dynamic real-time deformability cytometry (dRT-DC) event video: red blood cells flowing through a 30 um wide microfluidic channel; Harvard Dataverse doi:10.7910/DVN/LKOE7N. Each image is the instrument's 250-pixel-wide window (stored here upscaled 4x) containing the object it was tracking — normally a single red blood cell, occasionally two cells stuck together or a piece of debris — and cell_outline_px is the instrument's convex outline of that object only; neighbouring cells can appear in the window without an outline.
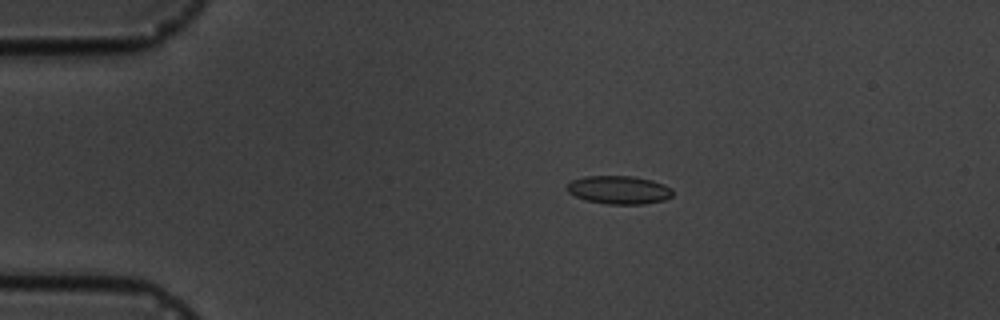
{"species": "common noctule bat (a hibernating species)", "species_latin": "Nyctalus noctula", "temperature_condition": "cold", "stored_images_in_passage": 12, "camera_frame_rate_fps": 3000, "um_per_image_px": 0.085, "animal": {"sex": "male", "body_mass_g": 19.5, "forearm_length_mm": 54.6}, "frame": {"image": 1, "passage_image": 1, "time_ms": 0.0, "image_size_px": [1000, 320], "cell_outline_px": [[672, 196], [664, 200], [644, 204], [608, 204], [584, 200], [568, 192], [568, 184], [572, 180], [584, 176], [632, 176], [652, 180], [664, 184], [672, 188]], "centroid_in_image_um": [52.63, 16.14], "position_along_channel_um": 32.4, "area_um2": 17.4}}
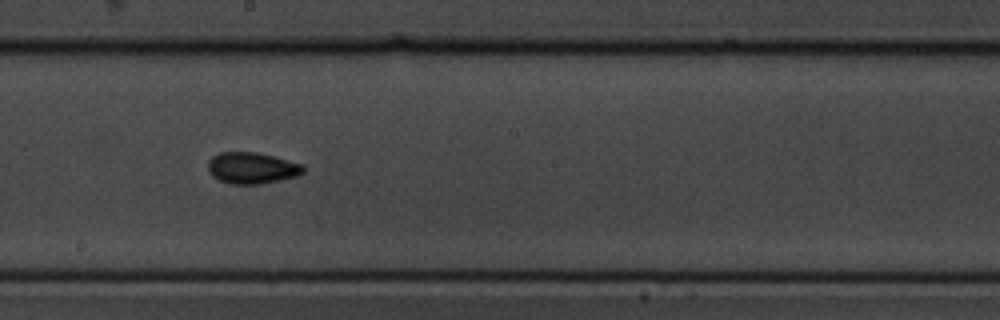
{"frame": {"image": 2, "passage_image": 7, "time_ms": 6.667, "image_size_px": [1000, 320], "cell_outline_px": [[304, 172], [296, 176], [280, 180], [260, 184], [232, 184], [220, 180], [212, 176], [208, 172], [208, 160], [212, 156], [220, 152], [256, 152], [304, 164]], "centroid_in_image_um": [21.4, 14.28], "position_along_channel_um": 226.8, "area_um2": 17.46}}
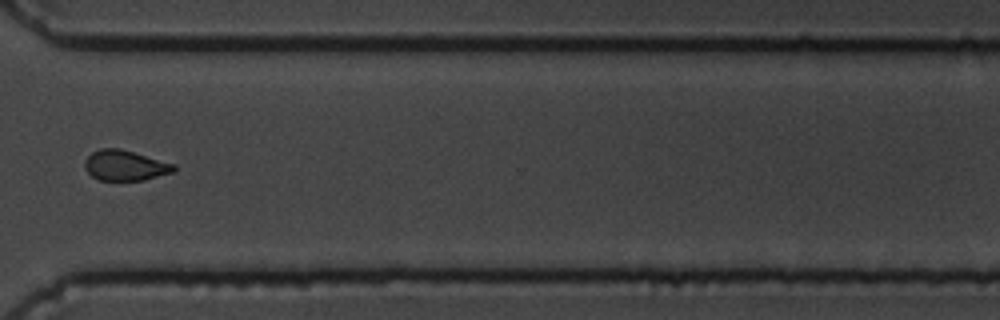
{"frame": {"image": 3, "passage_image": 10, "time_ms": 10.333, "image_size_px": [1000, 320], "cell_outline_px": [[176, 172], [144, 180], [100, 180], [92, 176], [84, 168], [84, 160], [92, 152], [100, 148], [120, 148], [176, 164]], "centroid_in_image_um": [10.66, 14.06], "position_along_channel_um": 359.9, "area_um2": 15.95}, "authors_computed_cell_mechanics": {"area_um2": 16.5886, "velocity_mm_per_s": 3.6411, "shape_relaxation_time_tau1_ms": 3.684, "shape_relaxation_time_tau2_ms": 2.9857, "deformation_change_tau1": 0.0678, "deformation_change_tau2": 0.0426}}